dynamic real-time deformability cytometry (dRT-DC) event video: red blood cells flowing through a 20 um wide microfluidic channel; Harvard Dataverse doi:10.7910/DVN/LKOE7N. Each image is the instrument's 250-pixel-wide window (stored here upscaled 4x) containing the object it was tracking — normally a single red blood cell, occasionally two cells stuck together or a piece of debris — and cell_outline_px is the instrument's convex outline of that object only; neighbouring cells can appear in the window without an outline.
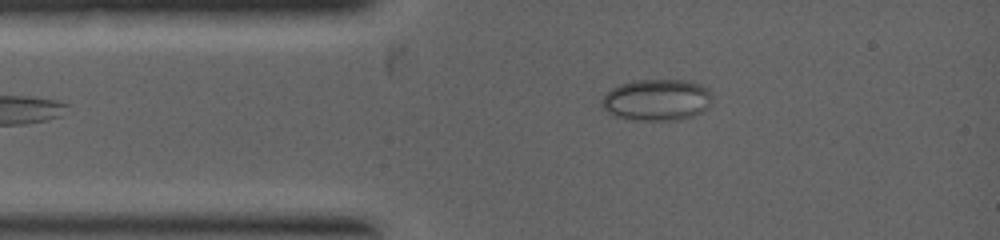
{"species": "common noctule bat (a hibernating species)", "species_latin": "Nyctalus noctula", "temperature_condition": "warm", "stored_images_in_passage": 19, "camera_frame_rate_fps": 5000, "um_per_image_px": 0.085, "animal": {"sex": "female", "body_mass_g": 19.0, "forearm_length_mm": 53.3}, "frame": {"image": 1, "passage_image": 2, "time_ms": 0.2, "image_size_px": [1000, 240], "cell_outline_px": [[712, 100], [708, 108], [692, 116], [680, 120], [632, 120], [616, 116], [600, 108], [600, 100], [612, 88], [620, 84], [636, 80], [684, 80], [700, 84], [708, 88], [712, 92]], "centroid_in_image_um": [55.83, 8.49], "position_along_channel_um": 29.2, "area_um2": 26.99}}
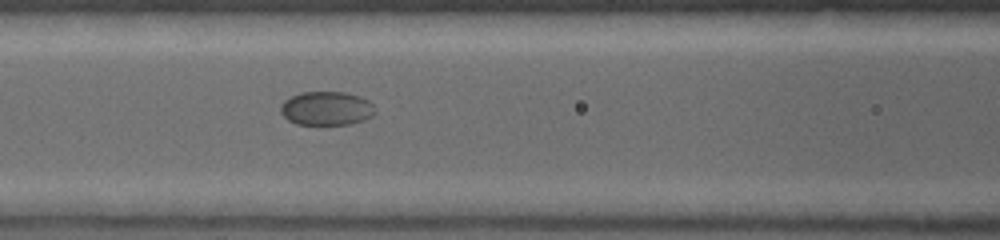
{"frame": {"image": 2, "passage_image": 12, "time_ms": 2.2, "image_size_px": [1000, 240], "cell_outline_px": [[376, 112], [372, 116], [364, 120], [352, 124], [296, 124], [288, 120], [280, 112], [280, 104], [284, 100], [300, 92], [344, 92], [360, 96], [368, 100], [376, 108]], "centroid_in_image_um": [27.76, 9.21], "position_along_channel_um": 138.8, "area_um2": 18.79}}
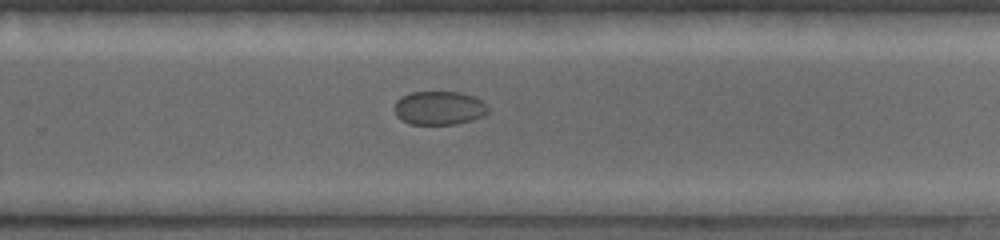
{"frame": {"image": 3, "passage_image": 19, "time_ms": 4.6, "image_size_px": [1000, 240], "cell_outline_px": [[488, 112], [484, 116], [472, 120], [456, 124], [412, 124], [400, 120], [396, 116], [396, 100], [400, 96], [412, 92], [460, 92], [476, 96], [484, 100], [488, 108]], "centroid_in_image_um": [37.37, 9.17], "position_along_channel_um": 292.4, "area_um2": 18.61}}